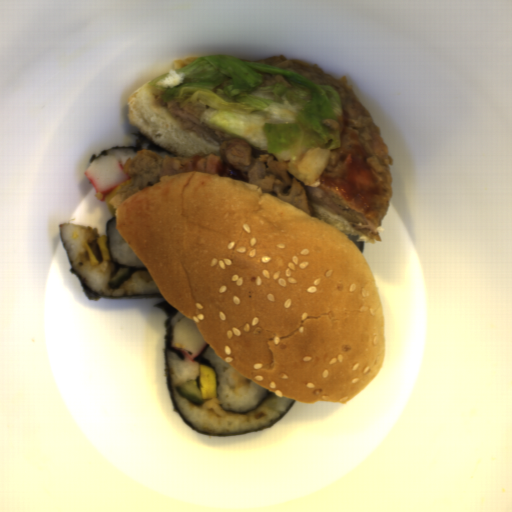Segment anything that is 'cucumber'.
Wrapping results in <instances>:
<instances>
[{
	"label": "cucumber",
	"instance_id": "8b760119",
	"mask_svg": "<svg viewBox=\"0 0 512 512\" xmlns=\"http://www.w3.org/2000/svg\"><path fill=\"white\" fill-rule=\"evenodd\" d=\"M177 394L195 405L205 404L209 399H203L200 394V377L177 386Z\"/></svg>",
	"mask_w": 512,
	"mask_h": 512
},
{
	"label": "cucumber",
	"instance_id": "586b57bf",
	"mask_svg": "<svg viewBox=\"0 0 512 512\" xmlns=\"http://www.w3.org/2000/svg\"><path fill=\"white\" fill-rule=\"evenodd\" d=\"M138 269H129L120 265L115 266L108 277V284L111 288L118 289L126 280L136 274Z\"/></svg>",
	"mask_w": 512,
	"mask_h": 512
}]
</instances>
